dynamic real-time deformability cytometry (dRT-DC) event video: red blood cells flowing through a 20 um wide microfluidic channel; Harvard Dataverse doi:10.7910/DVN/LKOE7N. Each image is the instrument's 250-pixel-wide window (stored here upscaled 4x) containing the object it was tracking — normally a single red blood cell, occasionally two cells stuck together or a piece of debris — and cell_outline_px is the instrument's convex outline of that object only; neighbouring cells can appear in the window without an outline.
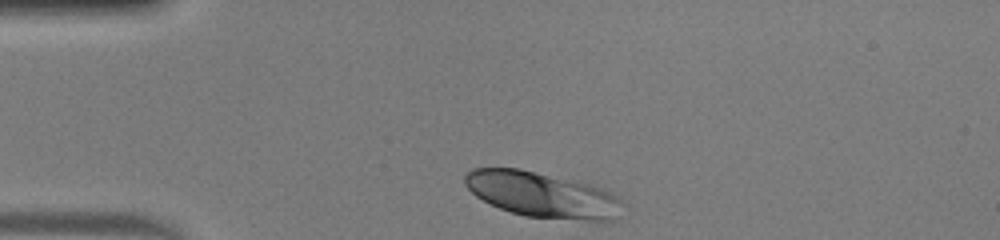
{"species": "human", "species_latin": "Homo sapiens", "temperature_condition": "warm", "stored_images_in_passage": 31, "camera_frame_rate_fps": 3000, "um_per_image_px": 0.085, "donor": {"sex": "male"}, "frame": {"image": 1, "passage_image": 1, "time_ms": 0.0, "image_size_px": [1000, 240], "cell_outline_px": [[624, 204], [616, 220], [588, 220], [524, 216], [500, 208], [476, 196], [464, 184], [464, 176], [472, 168], [520, 168], [588, 184], [608, 192], [616, 196]], "centroid_in_image_um": [46.07, 16.55], "position_along_channel_um": 38.9, "area_um2": 41.21}}
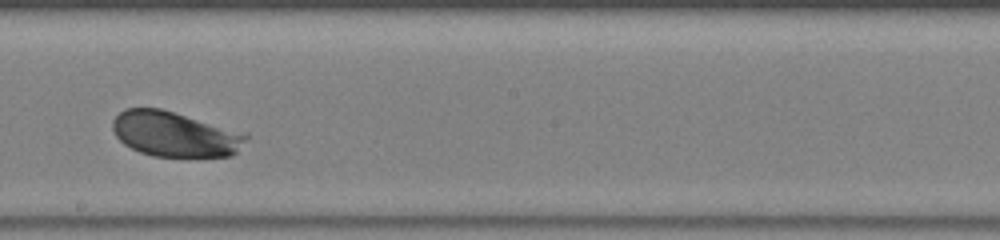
{"frame": {"image": 2, "passage_image": 18, "time_ms": 5.667, "image_size_px": [1000, 240], "cell_outline_px": [[248, 136], [236, 152], [232, 156], [152, 156], [140, 152], [124, 144], [116, 136], [112, 128], [112, 120], [124, 108], [160, 108], [248, 132]], "centroid_in_image_um": [14.87, 11.39], "position_along_channel_um": 233.3, "area_um2": 35.2}}
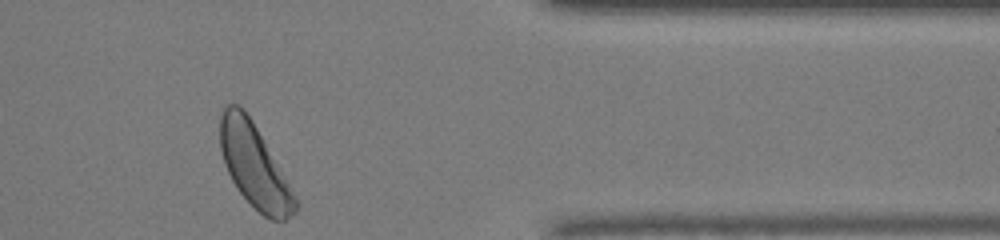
{"frame": {"image": 3, "passage_image": 31, "time_ms": 10.0, "image_size_px": [1000, 240], "cell_outline_px": [[300, 204], [296, 212], [284, 220], [272, 220], [264, 216], [236, 188], [224, 164], [220, 148], [220, 116], [224, 104], [240, 104], [244, 108], [256, 128], [296, 196]], "centroid_in_image_um": [21.6, 14.08], "position_along_channel_um": 389.8, "area_um2": 35.95}, "authors_computed_cell_mechanics": {"area_um2": 36.6452, "velocity_mm_per_s": 4.0611, "shape_relaxation_time_tau1_ms": 1.3248, "shape_relaxation_time_tau2_ms": null, "deformation_change_tau1": 0.1279, "deformation_change_tau2": null}}